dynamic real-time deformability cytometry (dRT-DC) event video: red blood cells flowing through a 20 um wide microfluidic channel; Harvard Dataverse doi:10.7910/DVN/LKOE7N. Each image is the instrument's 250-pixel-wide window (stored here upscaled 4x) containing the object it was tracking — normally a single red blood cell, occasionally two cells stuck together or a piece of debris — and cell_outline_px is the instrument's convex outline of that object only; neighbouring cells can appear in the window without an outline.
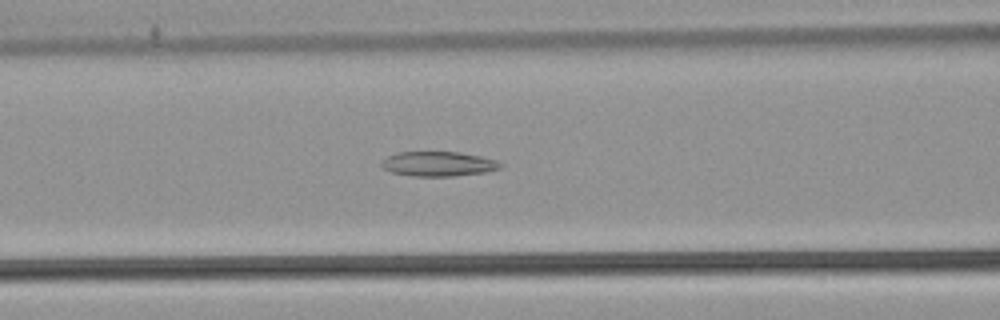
{"species": "common noctule bat (a hibernating species)", "species_latin": "Nyctalus noctula", "temperature_condition": "warm", "stored_images_in_passage": 38, "camera_frame_rate_fps": 3000, "um_per_image_px": 0.085, "animal": {"sex": "male", "body_mass_g": 21.5, "forearm_length_mm": 52.0}, "frame": {"image": 1, "passage_image": 7, "time_ms": 2.0, "image_size_px": [1000, 320], "cell_outline_px": [[504, 164], [500, 168], [488, 172], [452, 176], [412, 176], [392, 172], [384, 168], [380, 164], [388, 156], [396, 152], [460, 152], [480, 156], [496, 160]], "centroid_in_image_um": [37.29, 13.93], "position_along_channel_um": 129.3, "area_um2": 17.11}}
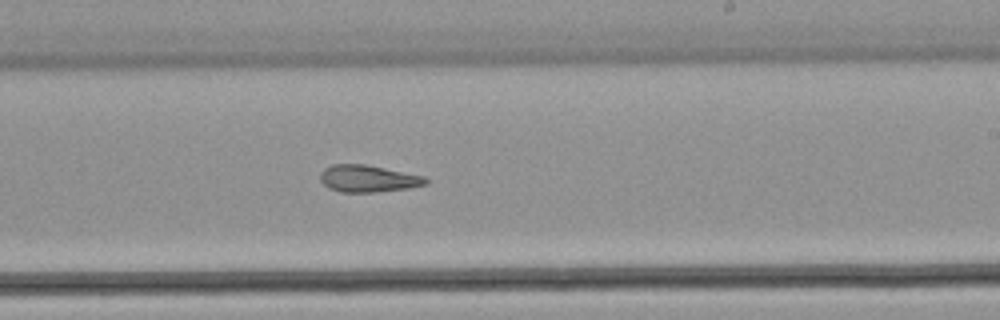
{"frame": {"image": 2, "passage_image": 17, "time_ms": 5.333, "image_size_px": [1000, 320], "cell_outline_px": [[428, 184], [408, 188], [376, 192], [340, 192], [328, 188], [320, 180], [320, 172], [324, 168], [332, 164], [364, 164], [424, 176], [428, 180]], "centroid_in_image_um": [31.26, 15.18], "position_along_channel_um": 257.7, "area_um2": 16.59}}
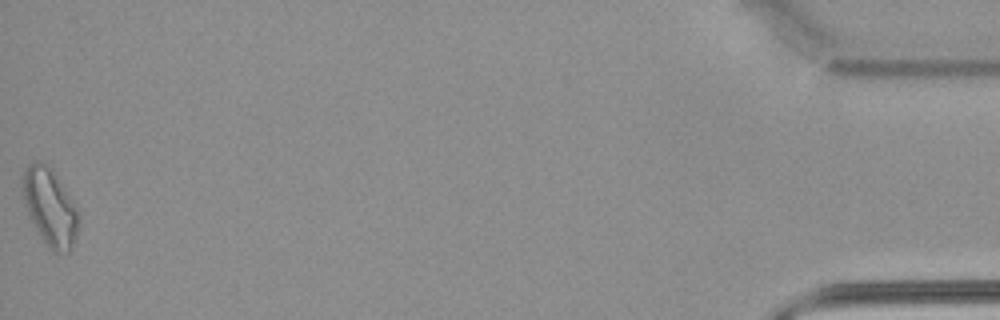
{"frame": {"image": 3, "passage_image": 38, "time_ms": 12.333, "image_size_px": [1000, 320], "cell_outline_px": [[80, 220], [76, 236], [68, 252], [52, 252], [28, 216], [20, 192], [24, 172], [28, 164], [36, 160], [40, 160], [52, 168], [76, 208]], "centroid_in_image_um": [4.21, 17.57], "position_along_channel_um": 431.0, "area_um2": 25.09}, "authors_computed_cell_mechanics": {"area_um2": 17.4556, "velocity_mm_per_s": 3.8566, "shape_relaxation_time_tau1_ms": null, "shape_relaxation_time_tau2_ms": 3.2428, "deformation_change_tau1": null, "deformation_change_tau2": 0.1139}}